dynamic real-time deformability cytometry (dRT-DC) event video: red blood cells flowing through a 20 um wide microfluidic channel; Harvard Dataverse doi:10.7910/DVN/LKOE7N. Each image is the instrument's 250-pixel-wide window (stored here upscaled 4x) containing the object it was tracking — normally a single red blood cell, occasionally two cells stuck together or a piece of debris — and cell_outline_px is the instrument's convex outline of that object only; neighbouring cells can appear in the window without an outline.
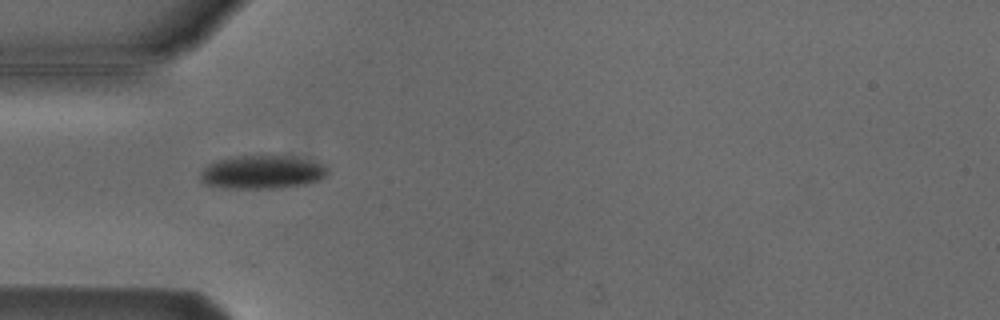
{"species": "Egyptian fruit bat (a non-hibernating species)", "species_latin": "Rousettus aegyptiacus", "temperature_condition": "cold", "stored_images_in_passage": 34, "camera_frame_rate_fps": 3000, "um_per_image_px": 0.085, "animal": {"sex": "male"}, "frame": {"image": 1, "passage_image": 2, "time_ms": 0.333, "image_size_px": [1000, 320], "cell_outline_px": [[328, 172], [320, 180], [304, 184], [280, 188], [224, 188], [204, 184], [200, 180], [200, 172], [208, 164], [220, 160], [236, 156], [284, 156], [320, 164], [328, 168]], "centroid_in_image_um": [22.22, 14.65], "position_along_channel_um": 62.8, "area_um2": 24.33}}
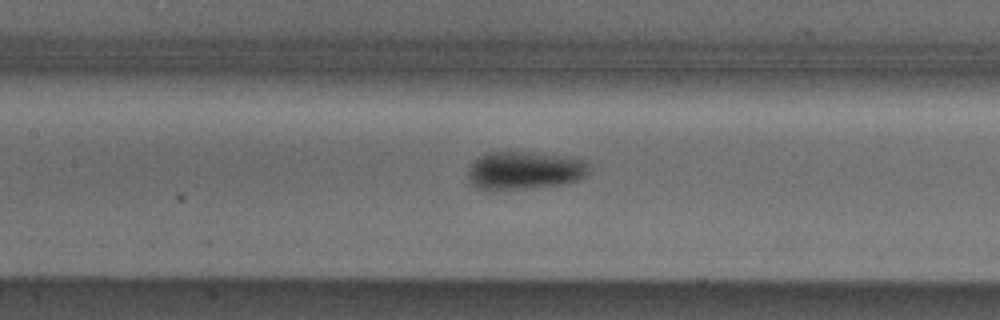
{"frame": {"image": 2, "passage_image": 10, "time_ms": 3.0, "image_size_px": [1000, 320], "cell_outline_px": [[588, 172], [584, 176], [576, 180], [564, 184], [524, 188], [476, 188], [472, 184], [468, 176], [468, 168], [480, 156], [488, 152], [524, 152], [584, 160], [588, 164]], "centroid_in_image_um": [44.56, 14.48], "position_along_channel_um": 162.8, "area_um2": 25.84}}
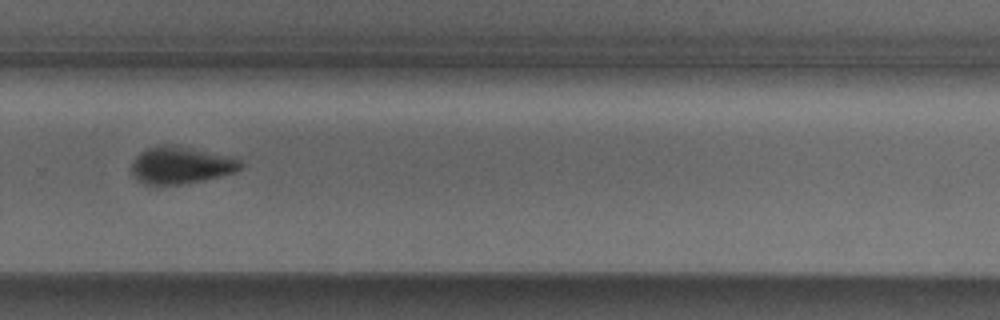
{"frame": {"image": 3, "passage_image": 22, "time_ms": 7.0, "image_size_px": [1000, 320], "cell_outline_px": [[244, 164], [236, 172], [204, 180], [180, 184], [144, 184], [136, 180], [132, 176], [132, 160], [140, 152], [156, 144], [160, 144], [240, 160]], "centroid_in_image_um": [15.27, 14.09], "position_along_channel_um": 314.5, "area_um2": 22.66}, "authors_computed_cell_mechanics": {"area_um2": 24.9407, "velocity_mm_per_s": 3.7966, "shape_relaxation_time_tau1_ms": 2.2537, "shape_relaxation_time_tau2_ms": null, "deformation_change_tau1": 0.08, "deformation_change_tau2": null}}